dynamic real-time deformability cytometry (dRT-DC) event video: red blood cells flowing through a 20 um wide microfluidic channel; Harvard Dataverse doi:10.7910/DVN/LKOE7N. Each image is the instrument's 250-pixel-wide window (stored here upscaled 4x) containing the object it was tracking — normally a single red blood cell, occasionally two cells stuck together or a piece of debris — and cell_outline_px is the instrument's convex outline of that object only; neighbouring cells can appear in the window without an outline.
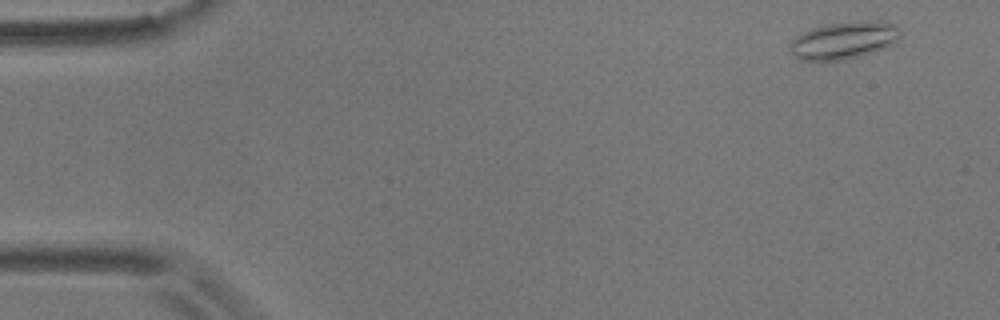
{"species": "common noctule bat (a hibernating species)", "species_latin": "Nyctalus noctula", "temperature_condition": "room temperature", "stored_images_in_passage": 4, "camera_frame_rate_fps": 3000, "um_per_image_px": 0.085, "animal": {"sex": "male", "body_mass_g": 17.9}, "frame": {"image": 1, "passage_image": 1, "time_ms": 0.0, "image_size_px": [1000, 320], "cell_outline_px": [[900, 36], [892, 44], [884, 48], [872, 52], [840, 60], [800, 60], [788, 52], [788, 44], [796, 36], [812, 28], [824, 24], [860, 20], [884, 20], [900, 28]], "centroid_in_image_um": [71.7, 3.4], "position_along_channel_um": 13.3, "area_um2": 24.22}}